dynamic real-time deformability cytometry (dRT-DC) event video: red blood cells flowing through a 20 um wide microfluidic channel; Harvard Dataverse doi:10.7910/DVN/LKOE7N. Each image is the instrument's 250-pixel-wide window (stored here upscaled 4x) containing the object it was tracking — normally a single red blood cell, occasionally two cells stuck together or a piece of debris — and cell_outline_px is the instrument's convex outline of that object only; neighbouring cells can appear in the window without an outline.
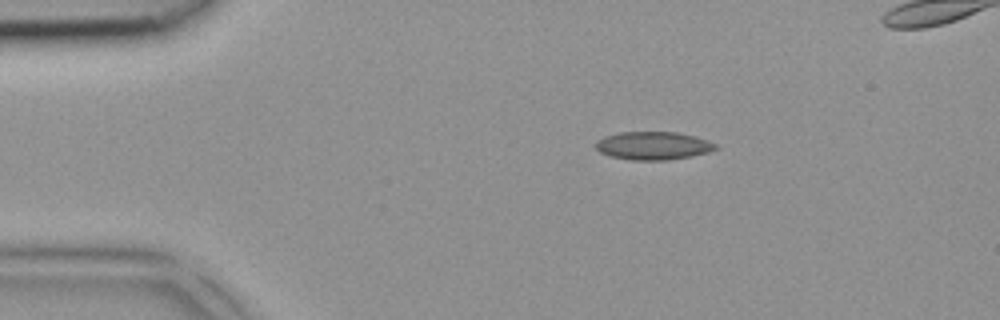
{"species": "common noctule bat (a hibernating species)", "species_latin": "Nyctalus noctula", "temperature_condition": "room temperature", "stored_images_in_passage": 3, "camera_frame_rate_fps": 3000, "um_per_image_px": 0.085, "animal": {"sex": "female", "body_mass_g": 18.4}, "frame": {"image": 1, "passage_image": 1, "time_ms": 0.0, "image_size_px": [1000, 320], "cell_outline_px": [[720, 148], [708, 152], [692, 156], [668, 160], [632, 160], [612, 156], [600, 152], [596, 148], [596, 140], [604, 136], [620, 132], [676, 132], [708, 140], [716, 144]], "centroid_in_image_um": [55.53, 12.38], "position_along_channel_um": 29.5, "area_um2": 19.59}}